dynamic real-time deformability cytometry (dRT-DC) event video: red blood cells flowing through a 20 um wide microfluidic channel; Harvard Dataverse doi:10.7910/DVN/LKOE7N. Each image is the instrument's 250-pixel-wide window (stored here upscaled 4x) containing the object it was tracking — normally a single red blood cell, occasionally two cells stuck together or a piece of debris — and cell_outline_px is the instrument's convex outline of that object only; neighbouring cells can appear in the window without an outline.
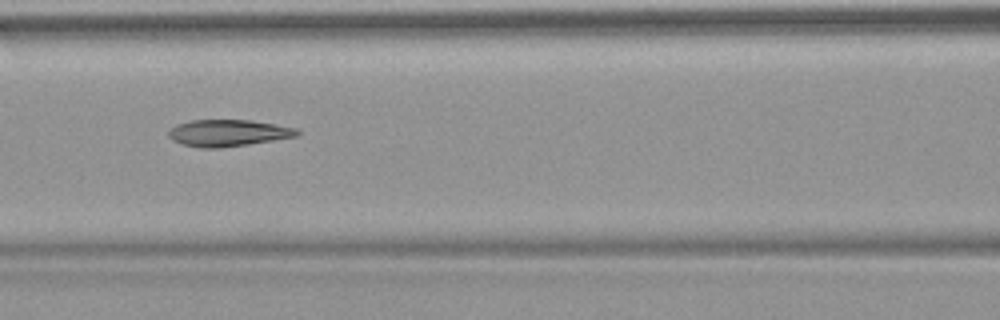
{"species": "common noctule bat (a hibernating species)", "species_latin": "Nyctalus noctula", "temperature_condition": "warm", "stored_images_in_passage": 52, "camera_frame_rate_fps": 3000, "um_per_image_px": 0.085, "animal": {"sex": "female", "body_mass_g": 18.4}, "frame": {"image": 1, "passage_image": 23, "time_ms": 7.333, "image_size_px": [1000, 320], "cell_outline_px": [[300, 132], [296, 136], [248, 144], [220, 148], [200, 148], [184, 144], [172, 140], [168, 136], [168, 132], [176, 124], [192, 120], [252, 120], [276, 124], [296, 128]], "centroid_in_image_um": [19.37, 11.3], "position_along_channel_um": 147.2, "area_um2": 19.88}, "authors_computed_cell_mechanics": {"area_um2": 21.1548, "velocity_mm_per_s": 3.826, "shape_relaxation_time_tau1_ms": 6.0078, "shape_relaxation_time_tau2_ms": 2.8513, "deformation_change_tau1": 0.188, "deformation_change_tau2": 0.0993}}